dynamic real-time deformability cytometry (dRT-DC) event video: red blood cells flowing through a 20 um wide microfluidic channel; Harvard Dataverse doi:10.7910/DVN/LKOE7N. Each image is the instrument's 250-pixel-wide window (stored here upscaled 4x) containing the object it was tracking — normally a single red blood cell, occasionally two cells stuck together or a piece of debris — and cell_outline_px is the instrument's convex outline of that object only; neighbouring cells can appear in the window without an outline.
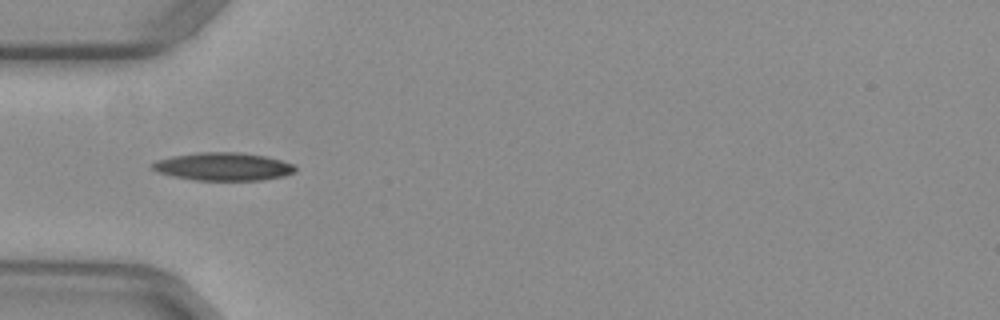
{"species": "common noctule bat (a hibernating species)", "species_latin": "Nyctalus noctula", "temperature_condition": "warm", "stored_images_in_passage": 36, "camera_frame_rate_fps": 3000, "um_per_image_px": 0.085, "animal": {"sex": "female", "body_mass_g": 29.2, "forearm_length_mm": 56.3}, "frame": {"image": 1, "passage_image": 1, "time_ms": 0.0, "image_size_px": [1000, 320], "cell_outline_px": [[296, 172], [284, 176], [260, 180], [196, 180], [172, 176], [160, 172], [152, 168], [152, 164], [156, 160], [172, 156], [196, 152], [240, 152], [264, 156], [280, 160], [292, 164], [296, 168]], "centroid_in_image_um": [18.98, 14.15], "position_along_channel_um": 66.0, "area_um2": 23.18}}
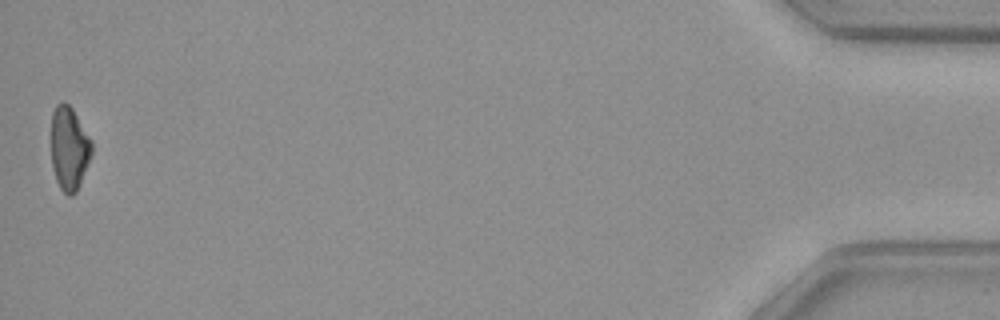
{"frame": {"image": 2, "passage_image": 36, "time_ms": 11.667, "image_size_px": [1000, 320], "cell_outline_px": [[92, 156], [80, 184], [76, 192], [72, 196], [68, 196], [60, 188], [56, 180], [52, 168], [52, 112], [56, 104], [64, 100], [72, 108], [92, 140]], "centroid_in_image_um": [5.89, 12.61], "position_along_channel_um": 429.3, "area_um2": 19.94}, "authors_computed_cell_mechanics": {"area_um2": 21.4149, "velocity_mm_per_s": 3.9693, "shape_relaxation_time_tau1_ms": null, "shape_relaxation_time_tau2_ms": 9.7001, "deformation_change_tau1": null, "deformation_change_tau2": 0.1941}}